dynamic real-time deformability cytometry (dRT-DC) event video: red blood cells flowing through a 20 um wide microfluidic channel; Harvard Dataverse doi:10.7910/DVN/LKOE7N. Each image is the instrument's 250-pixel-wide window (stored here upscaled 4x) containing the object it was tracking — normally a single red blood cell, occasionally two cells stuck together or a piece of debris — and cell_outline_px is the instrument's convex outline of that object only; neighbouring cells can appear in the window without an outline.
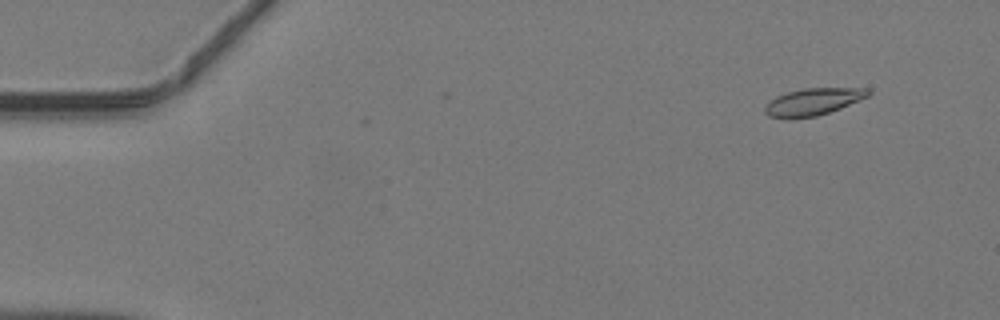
{"species": "common noctule bat (a hibernating species)", "species_latin": "Nyctalus noctula", "temperature_condition": "warm", "stored_images_in_passage": 44, "camera_frame_rate_fps": 3000, "um_per_image_px": 0.085, "animal": {"sex": "male", "body_mass_g": 19.2, "forearm_length_mm": 51.8}, "frame": {"image": 1, "passage_image": 1, "time_ms": 0.0, "image_size_px": [1000, 320], "cell_outline_px": [[872, 92], [868, 96], [860, 100], [840, 108], [816, 116], [788, 120], [768, 116], [764, 112], [764, 108], [776, 96], [788, 92], [804, 88], [868, 88]], "centroid_in_image_um": [69.1, 8.66], "position_along_channel_um": 15.9, "area_um2": 16.36}}
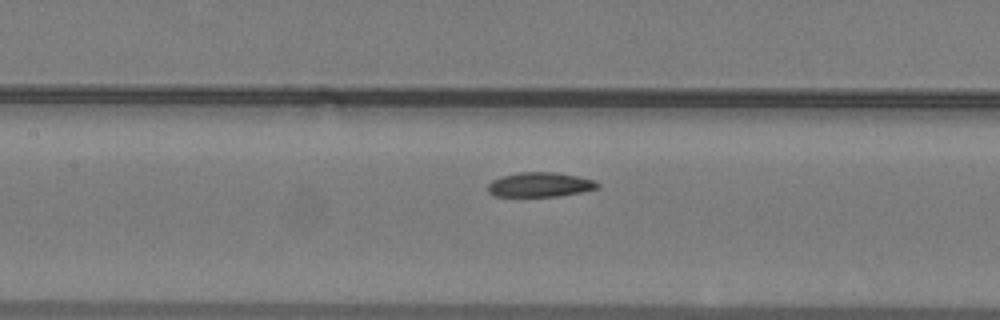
{"frame": {"image": 2, "passage_image": 19, "time_ms": 6.0, "image_size_px": [1000, 320], "cell_outline_px": [[600, 188], [560, 196], [496, 196], [488, 192], [488, 184], [492, 180], [500, 176], [520, 172], [556, 172], [596, 180], [600, 184]], "centroid_in_image_um": [45.92, 15.69], "position_along_channel_um": 161.5, "area_um2": 15.78}}
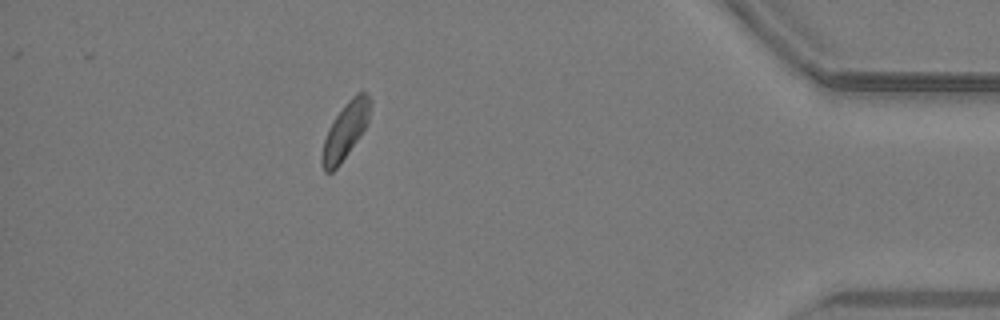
{"frame": {"image": 3, "passage_image": 39, "time_ms": 12.667, "image_size_px": [1000, 320], "cell_outline_px": [[372, 104], [368, 120], [360, 136], [340, 164], [332, 172], [324, 172], [320, 160], [320, 156], [324, 140], [328, 128], [344, 104], [356, 92], [368, 92], [372, 100]], "centroid_in_image_um": [29.35, 11.09], "position_along_channel_um": 405.8, "area_um2": 15.95}}